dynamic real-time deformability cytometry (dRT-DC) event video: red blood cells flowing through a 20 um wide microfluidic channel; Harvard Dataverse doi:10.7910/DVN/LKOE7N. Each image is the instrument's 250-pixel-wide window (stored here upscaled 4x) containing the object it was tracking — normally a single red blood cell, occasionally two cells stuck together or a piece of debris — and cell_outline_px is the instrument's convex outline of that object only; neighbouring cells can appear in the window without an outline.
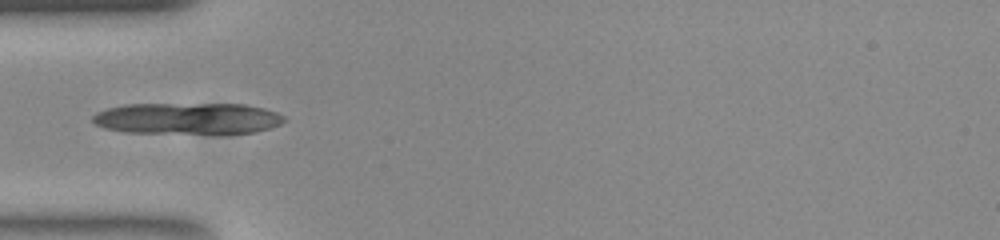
{"species": "common noctule bat (a hibernating species)", "species_latin": "Nyctalus noctula", "temperature_condition": "room temperature", "stored_images_in_passage": 22, "camera_frame_rate_fps": 3000, "um_per_image_px": 0.085, "animal": {"sex": "female", "body_mass_g": 23.0, "forearm_length_mm": 53.4}, "frame": {"image": 1, "passage_image": 1, "time_ms": 0.0, "image_size_px": [1000, 240], "cell_outline_px": [[284, 120], [280, 124], [256, 132], [124, 132], [104, 128], [96, 124], [92, 120], [92, 116], [96, 112], [108, 108], [124, 104], [244, 104], [264, 108], [276, 112], [284, 116]], "centroid_in_image_um": [15.9, 10.04], "position_along_channel_um": 69.1, "area_um2": 34.51}}